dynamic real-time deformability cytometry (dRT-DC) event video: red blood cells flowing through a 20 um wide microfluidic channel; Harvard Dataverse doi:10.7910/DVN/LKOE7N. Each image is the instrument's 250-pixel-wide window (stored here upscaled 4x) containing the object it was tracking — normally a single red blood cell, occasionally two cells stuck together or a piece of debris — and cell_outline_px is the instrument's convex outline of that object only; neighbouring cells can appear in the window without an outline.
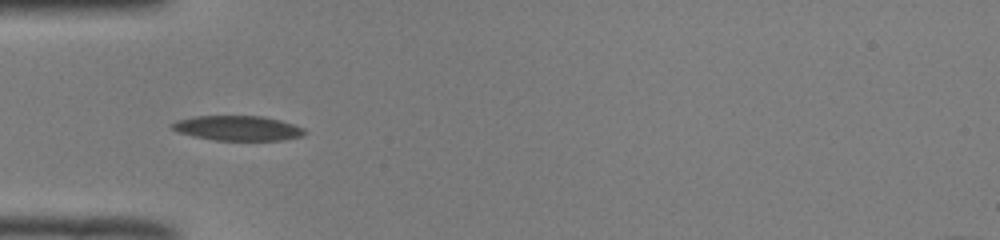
{"species": "common noctule bat (a hibernating species)", "species_latin": "Nyctalus noctula", "temperature_condition": "room temperature", "stored_images_in_passage": 37, "camera_frame_rate_fps": 3000, "um_per_image_px": 0.085, "animal": {"sex": "male", "body_mass_g": 19.0, "forearm_length_mm": 50.8}, "frame": {"image": 1, "passage_image": 1, "time_ms": 0.0, "image_size_px": [1000, 240], "cell_outline_px": [[304, 136], [280, 140], [216, 140], [192, 136], [180, 132], [172, 128], [168, 124], [176, 120], [196, 116], [264, 116], [280, 120], [304, 128]], "centroid_in_image_um": [20.18, 10.89], "position_along_channel_um": 64.8, "area_um2": 19.13}}
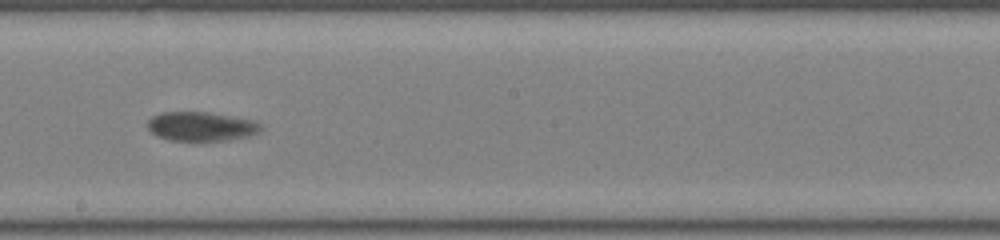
{"frame": {"image": 2, "passage_image": 14, "time_ms": 4.333, "image_size_px": [1000, 240], "cell_outline_px": [[260, 128], [256, 132], [248, 136], [228, 140], [168, 140], [156, 136], [148, 128], [148, 120], [152, 116], [160, 112], [208, 112], [256, 120], [260, 124]], "centroid_in_image_um": [17.07, 10.73], "position_along_channel_um": 231.1, "area_um2": 19.13}}
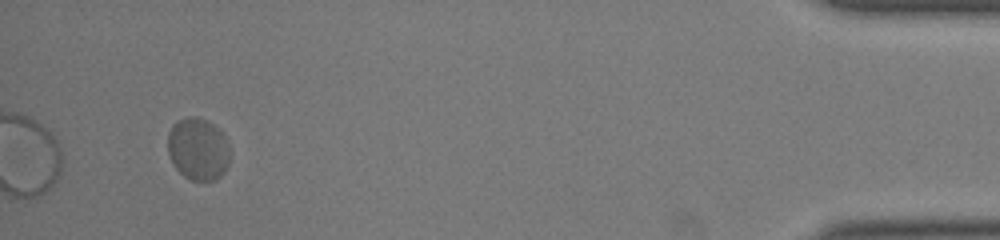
{"frame": {"image": 3, "passage_image": 34, "time_ms": 11.0, "image_size_px": [1000, 240], "cell_outline_px": [[228, 164], [224, 172], [216, 180], [192, 180], [184, 176], [172, 164], [168, 156], [168, 132], [172, 124], [176, 120], [188, 116], [196, 116], [212, 124], [224, 136], [228, 144]], "centroid_in_image_um": [16.79, 12.66], "position_along_channel_um": 418.4, "area_um2": 22.54}, "authors_computed_cell_mechanics": {"area_um2": 20.23, "velocity_mm_per_s": 3.8726, "shape_relaxation_time_tau1_ms": 5.3131, "shape_relaxation_time_tau2_ms": null, "deformation_change_tau1": 0.1533, "deformation_change_tau2": null}}